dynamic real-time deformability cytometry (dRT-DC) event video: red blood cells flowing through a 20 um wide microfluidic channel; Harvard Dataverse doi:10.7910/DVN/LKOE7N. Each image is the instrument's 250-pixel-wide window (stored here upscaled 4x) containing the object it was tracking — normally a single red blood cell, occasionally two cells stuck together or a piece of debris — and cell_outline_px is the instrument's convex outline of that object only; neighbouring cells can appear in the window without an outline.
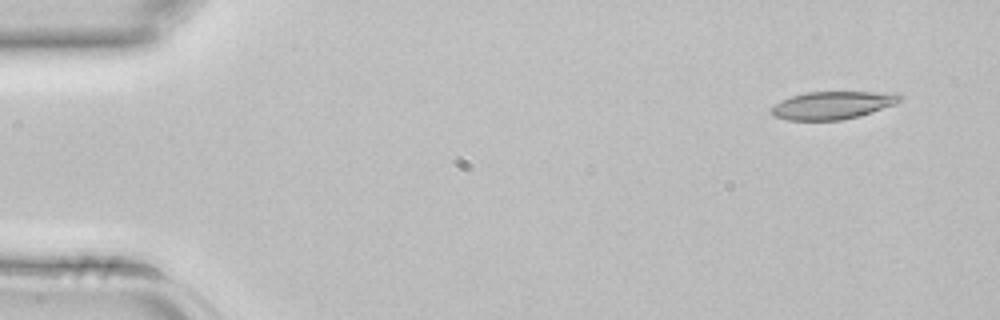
{"species": "common noctule bat (a hibernating species)", "species_latin": "Nyctalus noctula", "temperature_condition": "room temperature", "stored_images_in_passage": 8, "camera_frame_rate_fps": 3000, "um_per_image_px": 0.085, "animal": {"sex": "female", "body_mass_g": 22.7, "forearm_length_mm": 54.2}, "frame": {"image": 1, "passage_image": 1, "time_ms": 0.0, "image_size_px": [1000, 320], "cell_outline_px": [[904, 100], [896, 104], [856, 116], [840, 120], [788, 120], [772, 116], [772, 108], [780, 100], [792, 96], [808, 92], [900, 92], [904, 96]], "centroid_in_image_um": [70.83, 8.93], "position_along_channel_um": 14.2, "area_um2": 20.81}}
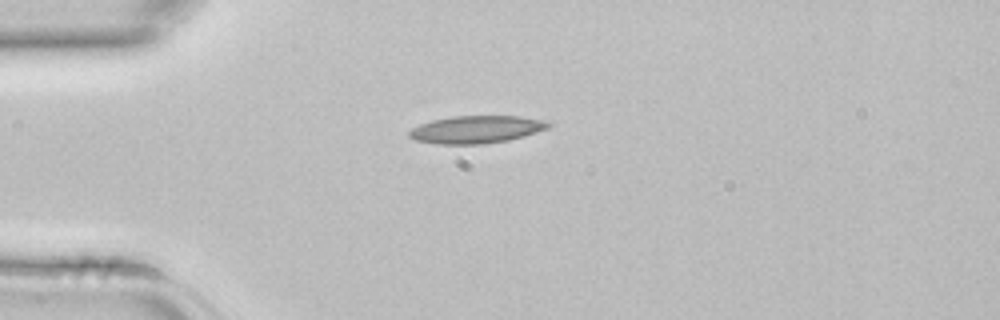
{"frame": {"image": 2, "passage_image": 3, "time_ms": 0.667, "image_size_px": [1000, 320], "cell_outline_px": [[552, 124], [548, 128], [524, 136], [508, 140], [484, 144], [436, 144], [416, 140], [408, 136], [408, 132], [412, 128], [420, 124], [432, 120], [452, 116], [520, 116], [548, 120]], "centroid_in_image_um": [40.51, 11.0], "position_along_channel_um": 44.5, "area_um2": 22.48}}